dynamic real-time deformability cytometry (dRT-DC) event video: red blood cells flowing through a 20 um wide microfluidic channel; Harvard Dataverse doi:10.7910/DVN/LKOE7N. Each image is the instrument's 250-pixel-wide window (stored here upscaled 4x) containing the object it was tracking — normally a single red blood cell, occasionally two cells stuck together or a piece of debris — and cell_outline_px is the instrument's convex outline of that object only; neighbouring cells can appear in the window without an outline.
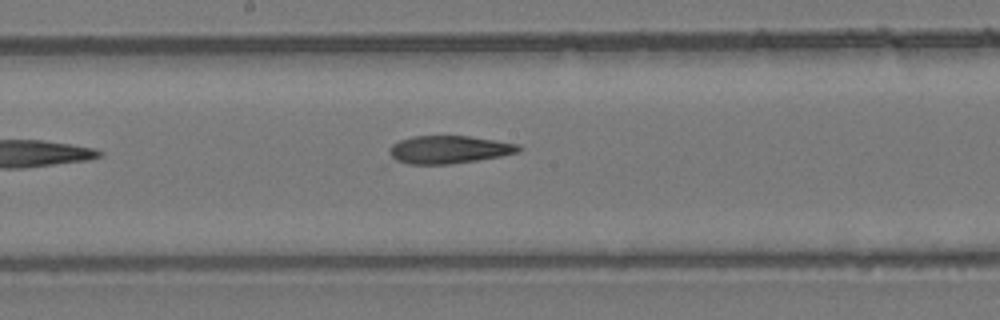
{"species": "common noctule bat (a hibernating species)", "species_latin": "Nyctalus noctula", "temperature_condition": "room temperature", "stored_images_in_passage": 9, "camera_frame_rate_fps": 3000, "um_per_image_px": 0.085, "animal": {"sex": "female", "body_mass_g": 24.6, "forearm_length_mm": 56.2}, "frame": {"image": 1, "passage_image": 8, "time_ms": 2.333, "image_size_px": [1000, 320], "cell_outline_px": [[524, 148], [520, 152], [500, 156], [476, 160], [448, 164], [392, 164], [388, 152], [388, 148], [392, 144], [400, 140], [412, 136], [468, 136], [516, 144]], "centroid_in_image_um": [38.03, 12.73], "position_along_channel_um": 210.2, "area_um2": 21.27}}